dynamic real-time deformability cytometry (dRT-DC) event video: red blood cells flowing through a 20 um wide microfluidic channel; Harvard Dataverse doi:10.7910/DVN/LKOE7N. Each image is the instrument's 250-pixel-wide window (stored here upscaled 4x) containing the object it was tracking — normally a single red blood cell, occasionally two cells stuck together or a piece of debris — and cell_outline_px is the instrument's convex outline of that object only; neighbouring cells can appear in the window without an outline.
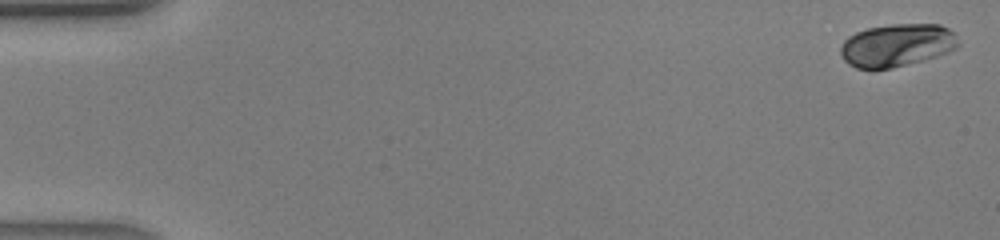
{"species": "human", "species_latin": "Homo sapiens", "temperature_condition": "warm", "stored_images_in_passage": 39, "camera_frame_rate_fps": 3000, "um_per_image_px": 0.085, "donor": {"sex": "male"}, "frame": {"image": 1, "passage_image": 1, "time_ms": 0.0, "image_size_px": [1000, 240], "cell_outline_px": [[956, 48], [948, 52], [936, 56], [892, 68], [856, 68], [848, 64], [844, 60], [840, 52], [840, 48], [844, 40], [848, 36], [856, 32], [868, 28], [892, 24], [940, 24], [948, 28], [952, 32], [956, 44]], "centroid_in_image_um": [76.18, 3.83], "position_along_channel_um": 8.8, "area_um2": 28.96}}
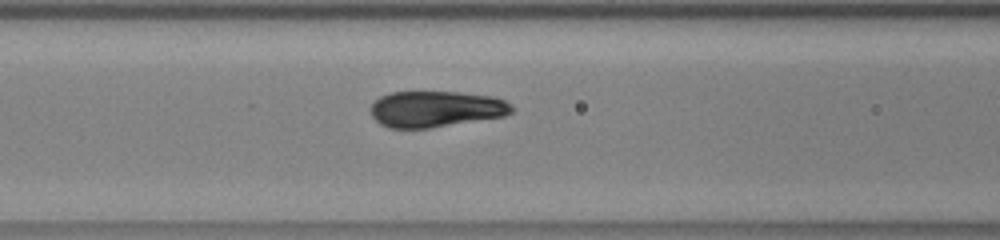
{"frame": {"image": 2, "passage_image": 18, "time_ms": 5.667, "image_size_px": [1000, 240], "cell_outline_px": [[516, 108], [512, 112], [504, 116], [428, 128], [388, 128], [380, 124], [372, 116], [372, 104], [380, 96], [392, 92], [456, 92], [492, 96], [504, 100], [512, 104]], "centroid_in_image_um": [37.07, 9.26], "position_along_channel_um": 129.5, "area_um2": 29.59}}
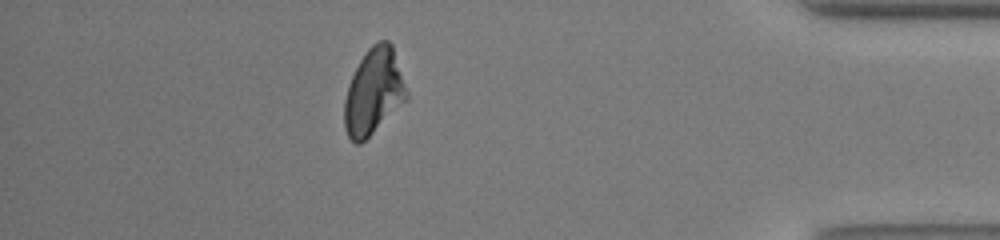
{"frame": {"image": 3, "passage_image": 37, "time_ms": 12.0, "image_size_px": [1000, 240], "cell_outline_px": [[408, 100], [360, 144], [356, 144], [348, 136], [344, 128], [344, 100], [348, 84], [360, 60], [368, 48], [376, 40], [388, 40], [392, 44], [408, 92]], "centroid_in_image_um": [31.76, 7.78], "position_along_channel_um": 403.4, "area_um2": 31.27}}